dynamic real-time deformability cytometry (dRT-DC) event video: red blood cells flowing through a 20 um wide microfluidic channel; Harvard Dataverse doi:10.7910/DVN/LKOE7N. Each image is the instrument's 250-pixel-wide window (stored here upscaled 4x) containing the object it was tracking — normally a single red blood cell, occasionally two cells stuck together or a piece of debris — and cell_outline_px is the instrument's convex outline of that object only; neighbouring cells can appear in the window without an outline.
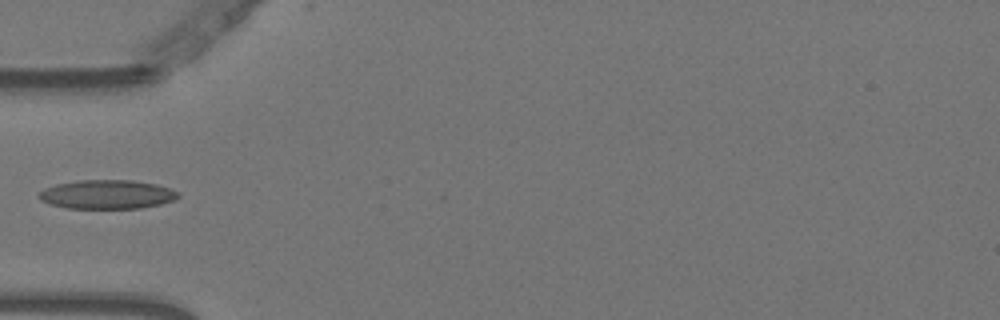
{"species": "Egyptian fruit bat (a non-hibernating species)", "species_latin": "Rousettus aegyptiacus", "temperature_condition": "warm", "stored_images_in_passage": 14, "camera_frame_rate_fps": 3000, "um_per_image_px": 0.085, "animal": {"sex": "female"}, "frame": {"image": 1, "passage_image": 1, "time_ms": 0.0, "image_size_px": [1000, 320], "cell_outline_px": [[180, 196], [172, 200], [160, 204], [140, 208], [68, 208], [52, 204], [40, 200], [36, 196], [44, 188], [56, 184], [80, 180], [132, 180], [156, 184], [180, 192]], "centroid_in_image_um": [9.09, 16.52], "position_along_channel_um": 75.9, "area_um2": 23.41}}
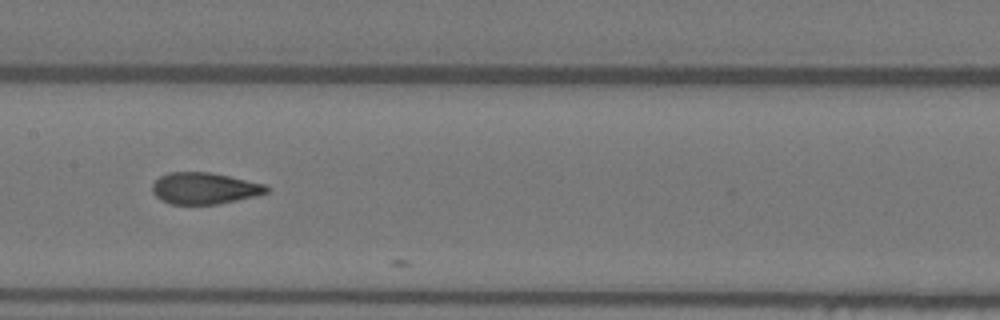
{"frame": {"image": 2, "passage_image": 10, "time_ms": 3.0, "image_size_px": [1000, 320], "cell_outline_px": [[268, 192], [256, 196], [216, 204], [172, 204], [160, 200], [152, 192], [152, 184], [160, 176], [168, 172], [208, 172], [268, 184]], "centroid_in_image_um": [17.37, 16.0], "position_along_channel_um": 190.0, "area_um2": 20.98}}
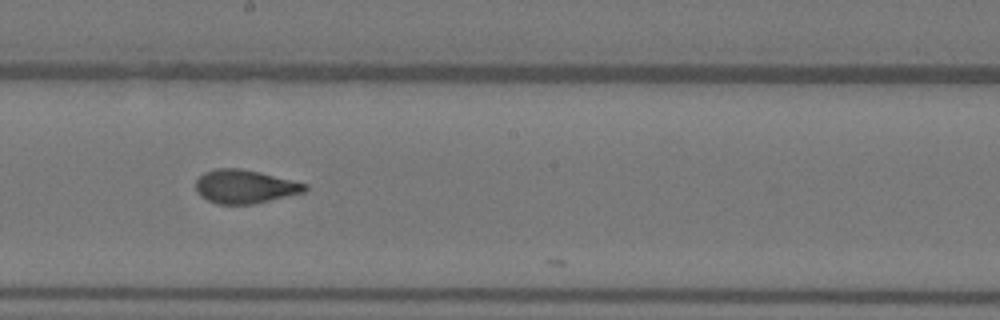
{"frame": {"image": 3, "passage_image": 13, "time_ms": 4.0, "image_size_px": [1000, 320], "cell_outline_px": [[308, 188], [304, 192], [252, 204], [216, 204], [200, 196], [196, 192], [196, 180], [204, 172], [216, 168], [240, 168], [260, 172], [308, 184]], "centroid_in_image_um": [20.79, 15.85], "position_along_channel_um": 227.4, "area_um2": 21.33}}